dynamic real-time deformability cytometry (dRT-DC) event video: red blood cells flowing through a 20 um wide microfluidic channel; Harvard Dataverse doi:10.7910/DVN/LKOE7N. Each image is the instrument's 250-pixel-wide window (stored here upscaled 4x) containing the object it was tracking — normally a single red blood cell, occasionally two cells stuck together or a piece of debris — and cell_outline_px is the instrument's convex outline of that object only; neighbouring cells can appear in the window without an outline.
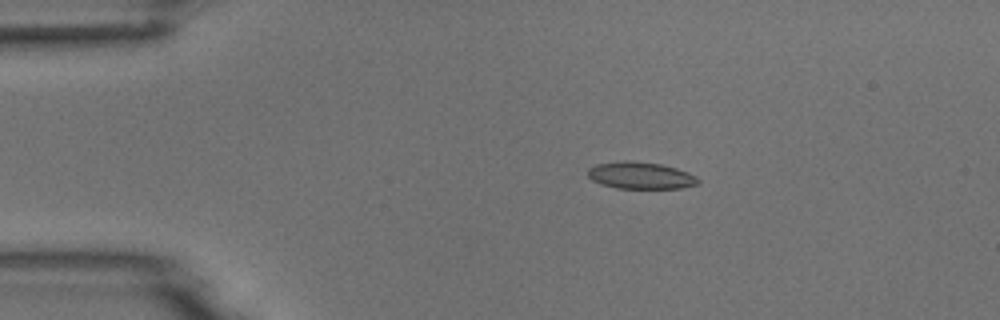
{"species": "common noctule bat (a hibernating species)", "species_latin": "Nyctalus noctula", "temperature_condition": "room temperature", "stored_images_in_passage": 8, "camera_frame_rate_fps": 3000, "um_per_image_px": 0.085, "animal": {"sex": "male", "body_mass_g": 18.8}, "frame": {"image": 1, "passage_image": 3, "time_ms": 3.0, "image_size_px": [1000, 320], "cell_outline_px": [[700, 184], [680, 188], [616, 188], [600, 184], [592, 180], [588, 176], [588, 168], [596, 164], [624, 160], [628, 160], [660, 164], [676, 168], [688, 172], [696, 176], [700, 180]], "centroid_in_image_um": [54.45, 14.91], "position_along_channel_um": 30.5, "area_um2": 17.4}}
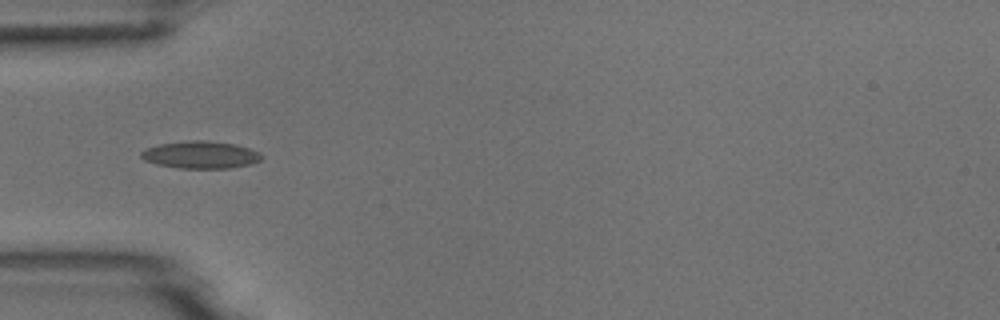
{"frame": {"image": 2, "passage_image": 5, "time_ms": 5.333, "image_size_px": [1000, 320], "cell_outline_px": [[264, 156], [260, 160], [252, 164], [228, 168], [180, 168], [156, 164], [144, 160], [140, 156], [140, 152], [148, 148], [160, 144], [192, 140], [208, 140], [232, 144], [248, 148], [260, 152]], "centroid_in_image_um": [17.06, 13.16], "position_along_channel_um": 67.9, "area_um2": 19.07}}